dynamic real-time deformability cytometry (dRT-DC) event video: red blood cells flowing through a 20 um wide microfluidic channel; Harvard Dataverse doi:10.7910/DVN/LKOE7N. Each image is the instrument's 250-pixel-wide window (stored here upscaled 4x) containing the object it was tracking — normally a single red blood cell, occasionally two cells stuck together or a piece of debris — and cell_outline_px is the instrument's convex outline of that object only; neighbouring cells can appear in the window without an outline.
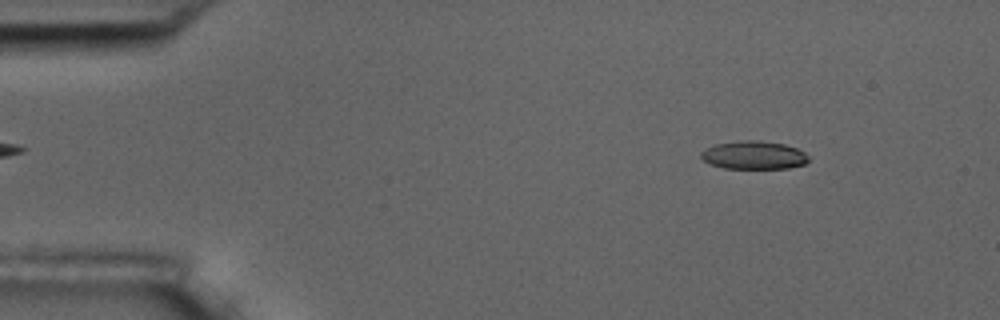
{"species": "common noctule bat (a hibernating species)", "species_latin": "Nyctalus noctula", "temperature_condition": "room temperature", "stored_images_in_passage": 56, "camera_frame_rate_fps": 3000, "um_per_image_px": 0.085, "animal": {"sex": "male", "body_mass_g": 17.5, "forearm_length_mm": 52.3}, "frame": {"image": 1, "passage_image": 7, "time_ms": 2.0, "image_size_px": [1000, 320], "cell_outline_px": [[808, 160], [804, 164], [788, 168], [724, 168], [712, 164], [704, 160], [700, 156], [700, 152], [704, 148], [716, 144], [740, 140], [756, 140], [784, 144], [796, 148], [804, 152], [808, 156]], "centroid_in_image_um": [64.05, 13.18], "position_along_channel_um": 20.9, "area_um2": 17.57}}
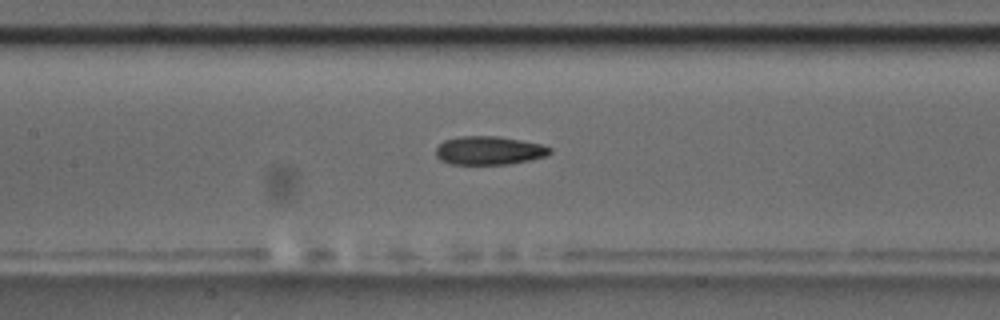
{"frame": {"image": 2, "passage_image": 26, "time_ms": 8.333, "image_size_px": [1000, 320], "cell_outline_px": [[552, 152], [548, 156], [532, 160], [508, 164], [448, 164], [440, 160], [436, 156], [436, 148], [444, 140], [456, 136], [496, 136], [520, 140], [540, 144], [552, 148]], "centroid_in_image_um": [41.57, 12.8], "position_along_channel_um": 165.8, "area_um2": 19.13}}
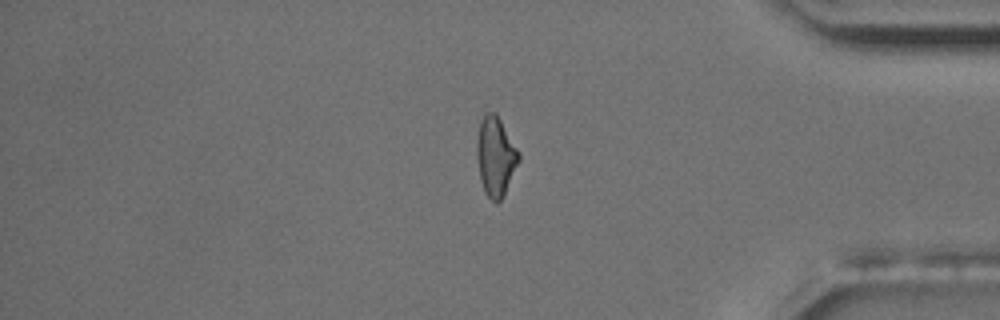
{"frame": {"image": 3, "passage_image": 47, "time_ms": 15.333, "image_size_px": [1000, 320], "cell_outline_px": [[520, 160], [500, 200], [492, 200], [484, 192], [480, 180], [476, 156], [476, 140], [480, 120], [484, 112], [496, 112], [520, 152]], "centroid_in_image_um": [42.1, 13.22], "position_along_channel_um": 393.1, "area_um2": 19.42}, "authors_computed_cell_mechanics": {"area_um2": 18.8139, "velocity_mm_per_s": 3.6081, "shape_relaxation_time_tau1_ms": null, "shape_relaxation_time_tau2_ms": 6.1844, "deformation_change_tau1": null, "deformation_change_tau2": 0.1495}}